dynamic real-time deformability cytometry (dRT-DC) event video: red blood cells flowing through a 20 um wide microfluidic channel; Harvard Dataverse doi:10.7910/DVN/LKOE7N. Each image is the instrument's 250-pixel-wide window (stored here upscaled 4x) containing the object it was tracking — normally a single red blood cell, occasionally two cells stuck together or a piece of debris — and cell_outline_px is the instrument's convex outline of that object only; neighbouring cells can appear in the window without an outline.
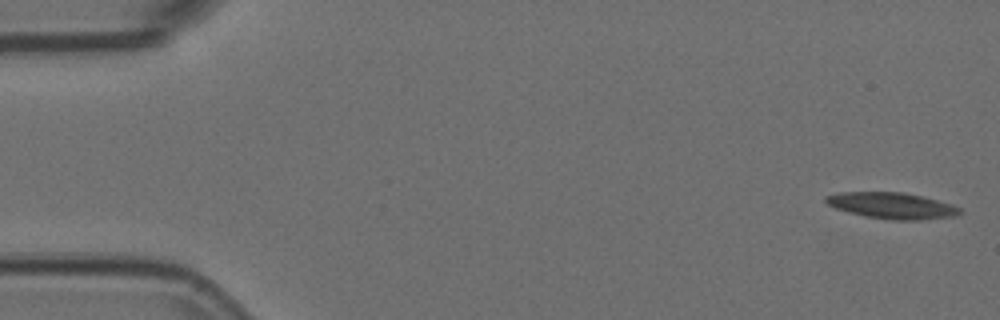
{"species": "Egyptian fruit bat (a non-hibernating species)", "species_latin": "Rousettus aegyptiacus", "temperature_condition": "room temperature", "stored_images_in_passage": 16, "camera_frame_rate_fps": 3000, "um_per_image_px": 0.085, "animal": {"sex": "female"}, "frame": {"image": 1, "passage_image": 1, "time_ms": 0.0, "image_size_px": [1000, 320], "cell_outline_px": [[964, 212], [956, 216], [924, 220], [888, 220], [864, 216], [848, 212], [836, 208], [828, 204], [824, 200], [824, 196], [840, 192], [900, 192], [920, 196], [952, 204], [960, 208]], "centroid_in_image_um": [75.82, 17.49], "position_along_channel_um": 9.2, "area_um2": 20.58}}
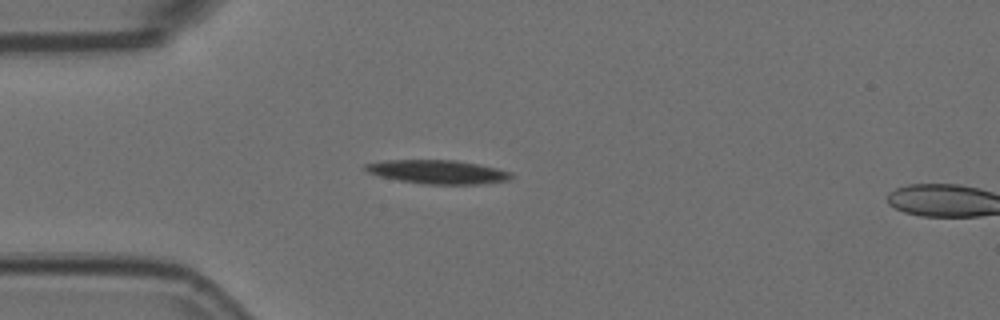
{"frame": {"image": 2, "passage_image": 14, "time_ms": 4.333, "image_size_px": [1000, 320], "cell_outline_px": [[516, 176], [512, 180], [480, 184], [420, 184], [380, 176], [368, 172], [360, 168], [364, 164], [380, 160], [456, 160], [480, 164], [512, 172]], "centroid_in_image_um": [37.23, 14.61], "position_along_channel_um": 47.8, "area_um2": 20.58}}